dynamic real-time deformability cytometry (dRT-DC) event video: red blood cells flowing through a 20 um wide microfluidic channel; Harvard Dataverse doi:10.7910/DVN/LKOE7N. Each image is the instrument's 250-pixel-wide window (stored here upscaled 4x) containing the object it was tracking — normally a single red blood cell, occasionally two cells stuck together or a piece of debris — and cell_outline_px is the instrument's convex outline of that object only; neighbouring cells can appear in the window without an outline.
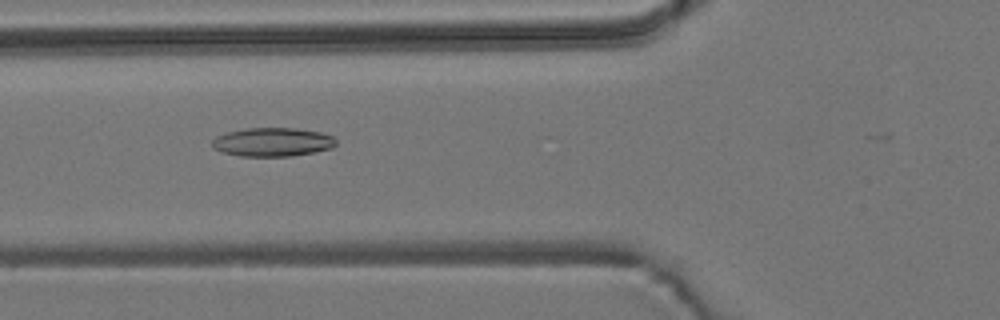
{"species": "common noctule bat (a hibernating species)", "species_latin": "Nyctalus noctula", "temperature_condition": "room temperature", "stored_images_in_passage": 55, "camera_frame_rate_fps": 3000, "um_per_image_px": 0.085, "animal": {"sex": "male", "body_mass_g": 19.2, "forearm_length_mm": 51.8}, "frame": {"image": 1, "passage_image": 20, "time_ms": 6.333, "image_size_px": [1000, 320], "cell_outline_px": [[336, 144], [332, 148], [292, 156], [240, 156], [220, 152], [212, 148], [212, 140], [216, 136], [228, 132], [244, 128], [296, 128], [320, 132], [332, 136], [336, 140]], "centroid_in_image_um": [23.13, 12.07], "position_along_channel_um": 102.7, "area_um2": 20.81}}
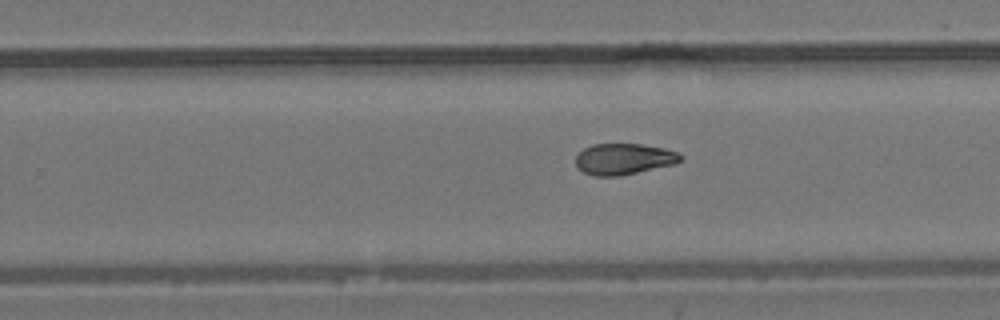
{"frame": {"image": 2, "passage_image": 34, "time_ms": 11.0, "image_size_px": [1000, 320], "cell_outline_px": [[684, 160], [676, 164], [620, 176], [592, 176], [576, 168], [576, 156], [584, 148], [592, 144], [640, 144], [664, 148], [676, 152], [684, 156]], "centroid_in_image_um": [53.04, 13.52], "position_along_channel_um": 276.8, "area_um2": 19.25}}
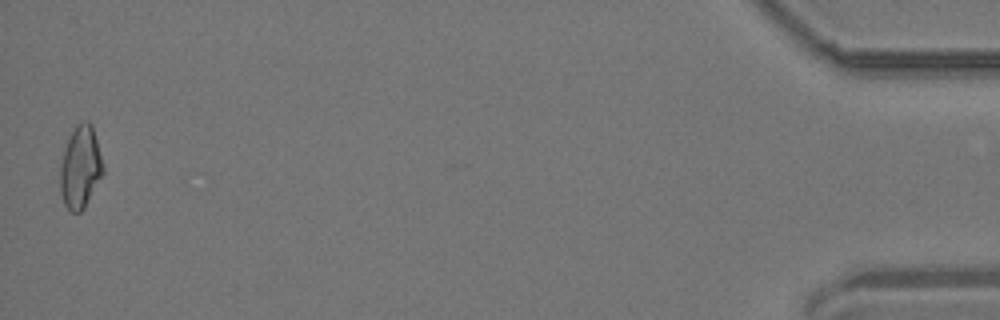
{"frame": {"image": 3, "passage_image": 54, "time_ms": 17.667, "image_size_px": [1000, 320], "cell_outline_px": [[104, 172], [84, 208], [80, 212], [72, 212], [64, 204], [60, 192], [60, 164], [68, 136], [76, 124], [80, 120], [88, 120], [92, 124], [104, 168]], "centroid_in_image_um": [6.82, 14.18], "position_along_channel_um": 428.4, "area_um2": 20.69}, "authors_computed_cell_mechanics": {"area_um2": 19.7676, "velocity_mm_per_s": 3.7315, "shape_relaxation_time_tau1_ms": null, "shape_relaxation_time_tau2_ms": 7.0164, "deformation_change_tau1": null, "deformation_change_tau2": 0.1142}}